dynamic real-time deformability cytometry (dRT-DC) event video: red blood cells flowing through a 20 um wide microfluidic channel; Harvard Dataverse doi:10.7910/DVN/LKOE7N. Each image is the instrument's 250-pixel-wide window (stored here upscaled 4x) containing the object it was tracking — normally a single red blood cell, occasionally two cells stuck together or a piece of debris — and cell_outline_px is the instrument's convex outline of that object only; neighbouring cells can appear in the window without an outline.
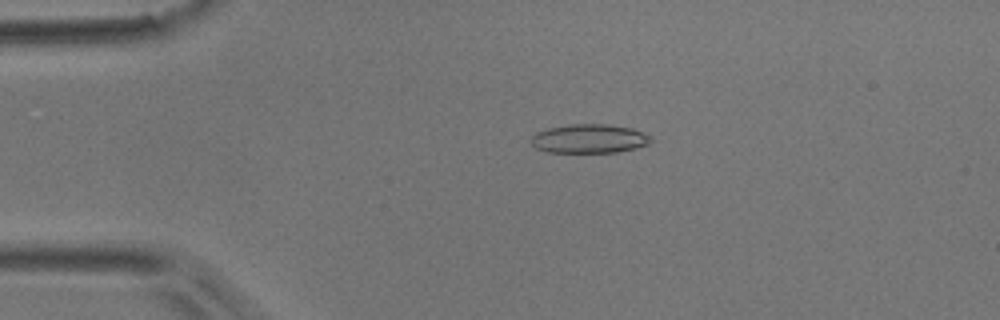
{"species": "common noctule bat (a hibernating species)", "species_latin": "Nyctalus noctula", "temperature_condition": "room temperature", "stored_images_in_passage": 43, "camera_frame_rate_fps": 3000, "um_per_image_px": 0.085, "animal": {"sex": "male", "body_mass_g": 17.9}, "frame": {"image": 1, "passage_image": 2, "time_ms": 0.333, "image_size_px": [1000, 320], "cell_outline_px": [[652, 140], [648, 144], [636, 148], [616, 152], [548, 152], [536, 148], [532, 144], [532, 136], [536, 132], [548, 128], [568, 124], [608, 124], [632, 128], [652, 136]], "centroid_in_image_um": [50.1, 11.78], "position_along_channel_um": 34.9, "area_um2": 20.23}}
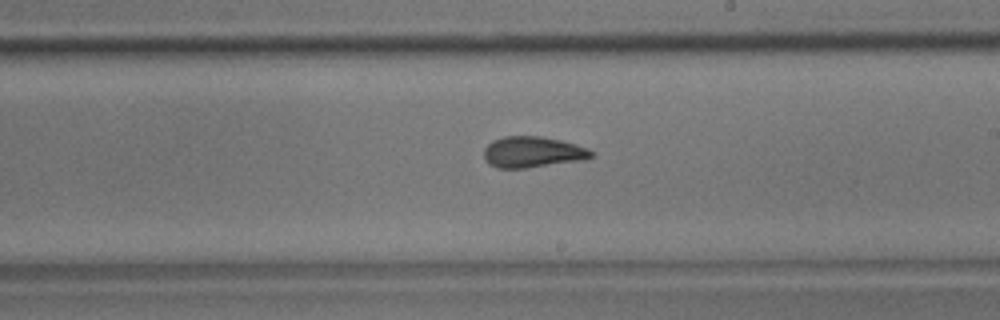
{"frame": {"image": 2, "passage_image": 21, "time_ms": 6.667, "image_size_px": [1000, 320], "cell_outline_px": [[596, 156], [584, 160], [528, 168], [496, 168], [488, 164], [484, 160], [484, 148], [492, 140], [504, 136], [540, 136], [560, 140], [576, 144], [588, 148], [596, 152]], "centroid_in_image_um": [45.3, 12.93], "position_along_channel_um": 243.7, "area_um2": 19.83}}
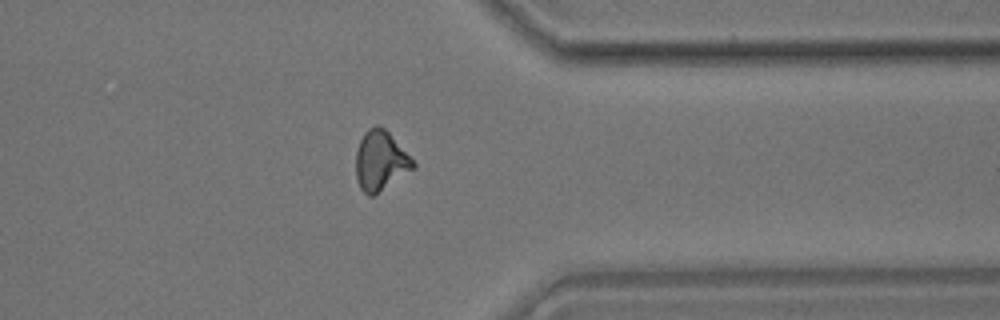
{"frame": {"image": 3, "passage_image": 32, "time_ms": 10.333, "image_size_px": [1000, 320], "cell_outline_px": [[416, 168], [372, 196], [368, 196], [360, 188], [356, 180], [356, 152], [360, 140], [364, 132], [368, 128], [376, 124], [384, 128], [388, 132], [416, 164]], "centroid_in_image_um": [32.32, 13.67], "position_along_channel_um": 379.1, "area_um2": 19.77}, "authors_computed_cell_mechanics": {"area_um2": 19.2474, "velocity_mm_per_s": 3.8835, "shape_relaxation_time_tau1_ms": null, "shape_relaxation_time_tau2_ms": 1.3706, "deformation_change_tau1": null, "deformation_change_tau2": 0.0928}}